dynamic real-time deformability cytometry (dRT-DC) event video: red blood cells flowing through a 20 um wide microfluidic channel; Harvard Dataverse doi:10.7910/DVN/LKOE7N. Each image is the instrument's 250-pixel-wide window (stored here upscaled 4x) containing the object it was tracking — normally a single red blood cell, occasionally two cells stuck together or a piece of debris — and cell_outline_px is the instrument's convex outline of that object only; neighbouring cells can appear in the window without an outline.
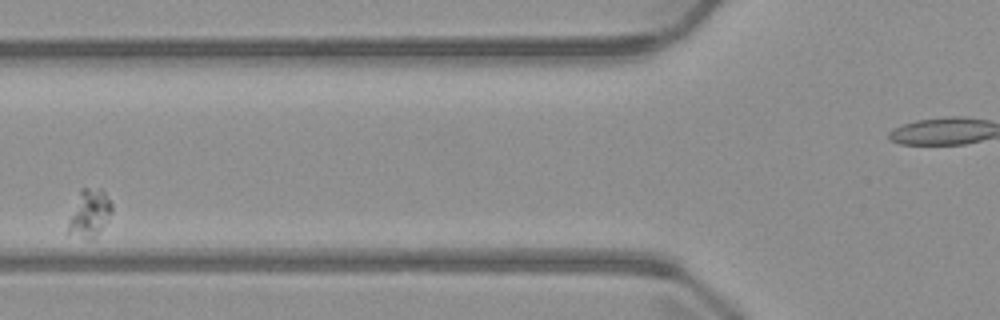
{"species": "common noctule bat (a hibernating species)", "species_latin": "Nyctalus noctula", "temperature_condition": "warm", "stored_images_in_passage": 8, "camera_frame_rate_fps": 3000, "um_per_image_px": 0.085, "animal": {"sex": "male", "body_mass_g": 23.1, "forearm_length_mm": 52.7}, "frame": {"image": 1, "passage_image": 3, "time_ms": 2.667, "image_size_px": [1000, 320], "cell_outline_px": [[112, 212], [108, 220], [92, 240], [68, 232], [68, 220], [80, 188], [104, 188], [112, 204]], "centroid_in_image_um": [7.63, 18.07], "position_along_channel_um": 118.2, "area_um2": 12.14}}
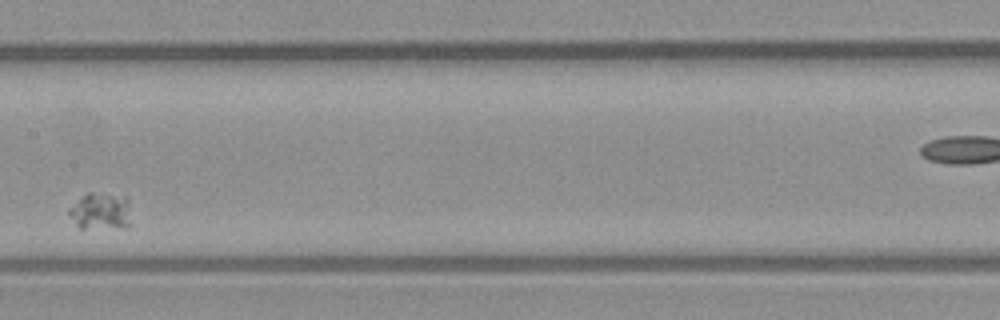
{"frame": {"image": 2, "passage_image": 5, "time_ms": 5.0, "image_size_px": [1000, 320], "cell_outline_px": [[132, 224], [120, 228], [80, 228], [68, 216], [68, 208], [88, 192], [92, 192], [124, 196], [128, 200]], "centroid_in_image_um": [8.57, 17.97], "position_along_channel_um": 198.8, "area_um2": 13.58}}
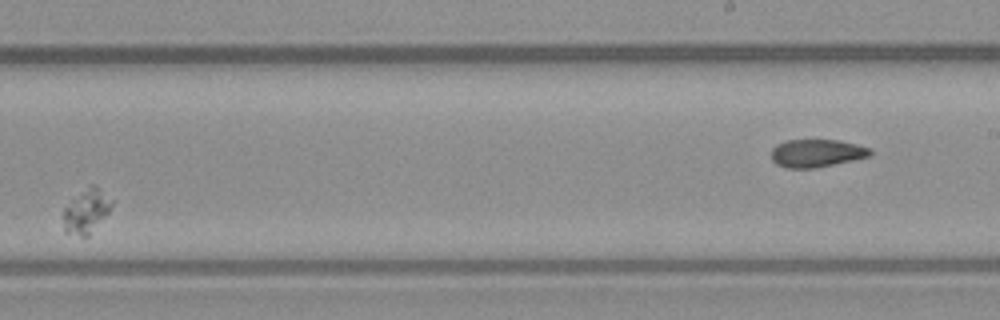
{"frame": {"image": 3, "passage_image": 7, "time_ms": 7.333, "image_size_px": [1000, 320], "cell_outline_px": [[116, 200], [108, 212], [88, 236], [80, 236], [64, 232], [64, 208], [88, 184], [92, 184]], "centroid_in_image_um": [7.37, 17.92], "position_along_channel_um": 281.6, "area_um2": 12.37}}